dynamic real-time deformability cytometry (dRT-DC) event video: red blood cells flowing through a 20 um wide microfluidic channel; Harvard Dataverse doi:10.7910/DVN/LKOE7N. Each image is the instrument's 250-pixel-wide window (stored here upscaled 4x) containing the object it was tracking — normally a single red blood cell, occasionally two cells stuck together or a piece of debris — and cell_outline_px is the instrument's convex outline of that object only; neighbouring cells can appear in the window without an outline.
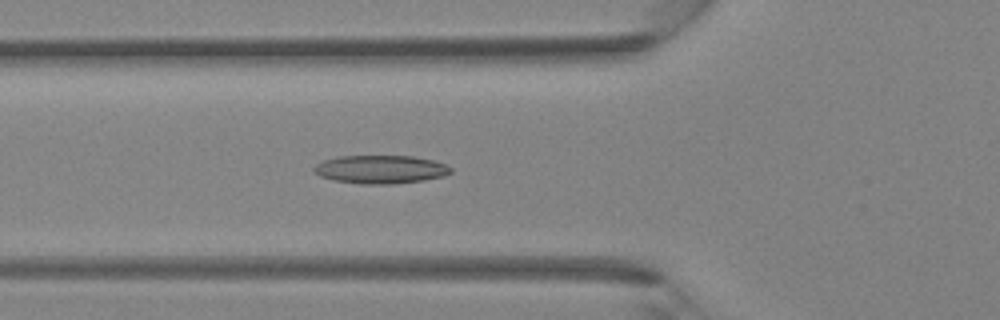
{"species": "Egyptian fruit bat (a non-hibernating species)", "species_latin": "Rousettus aegyptiacus", "temperature_condition": "room temperature", "stored_images_in_passage": 17, "camera_frame_rate_fps": 3000, "um_per_image_px": 0.085, "animal": {"sex": "female"}, "frame": {"image": 1, "passage_image": 5, "time_ms": 1.333, "image_size_px": [1000, 320], "cell_outline_px": [[452, 172], [444, 176], [424, 180], [388, 184], [360, 184], [332, 180], [320, 176], [312, 168], [316, 164], [324, 160], [340, 156], [412, 156], [432, 160], [444, 164], [452, 168]], "centroid_in_image_um": [32.34, 14.4], "position_along_channel_um": 93.5, "area_um2": 22.48}}
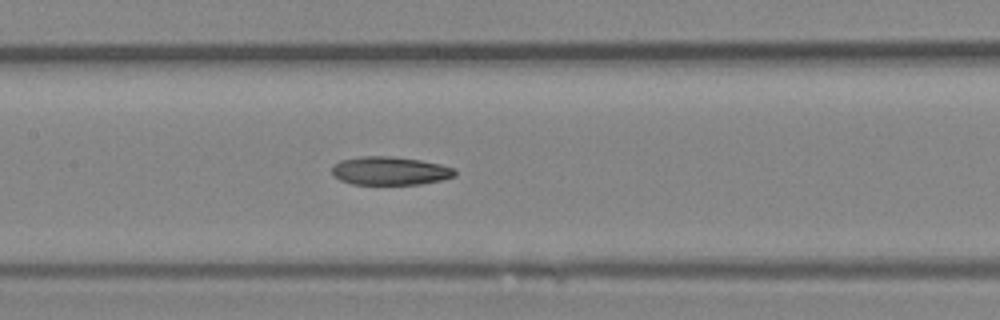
{"frame": {"image": 2, "passage_image": 10, "time_ms": 3.0, "image_size_px": [1000, 320], "cell_outline_px": [[456, 176], [440, 180], [420, 184], [352, 184], [340, 180], [332, 176], [332, 164], [340, 160], [364, 156], [392, 156], [420, 160], [440, 164], [456, 168]], "centroid_in_image_um": [33.13, 14.52], "position_along_channel_um": 174.3, "area_um2": 20.46}}
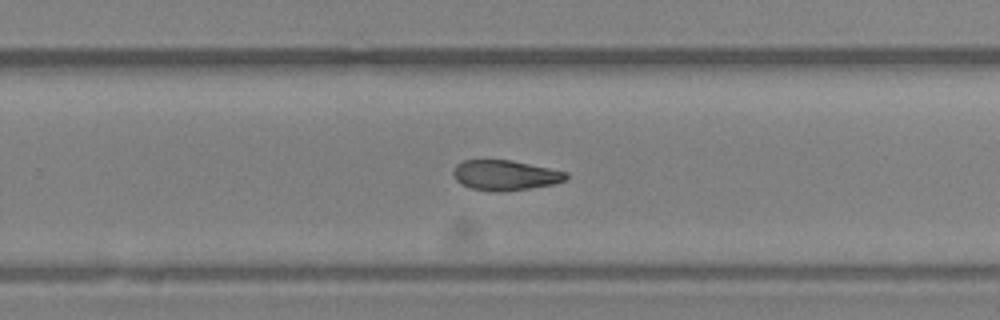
{"frame": {"image": 3, "passage_image": 17, "time_ms": 5.333, "image_size_px": [1000, 320], "cell_outline_px": [[568, 176], [564, 180], [552, 184], [504, 192], [500, 192], [472, 188], [456, 180], [452, 176], [452, 172], [456, 164], [464, 160], [512, 160], [568, 172]], "centroid_in_image_um": [42.92, 14.88], "position_along_channel_um": 286.9, "area_um2": 19.65}}